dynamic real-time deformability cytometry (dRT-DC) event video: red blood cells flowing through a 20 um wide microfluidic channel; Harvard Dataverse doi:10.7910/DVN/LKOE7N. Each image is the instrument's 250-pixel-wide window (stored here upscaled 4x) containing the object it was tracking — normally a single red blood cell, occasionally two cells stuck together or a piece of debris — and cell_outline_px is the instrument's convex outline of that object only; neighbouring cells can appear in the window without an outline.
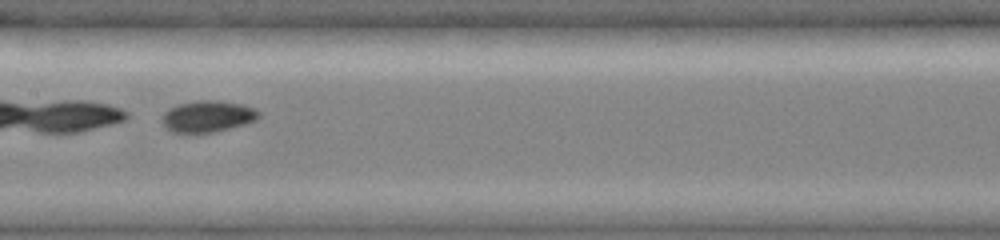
{"species": "common noctule bat (a hibernating species)", "species_latin": "Nyctalus noctula", "temperature_condition": "cold", "stored_images_in_passage": 99, "segment_of_instrument_passage": [2, 2], "camera_frame_rate_fps": 3000, "um_per_image_px": 0.085, "animal": {"sex": "female", "body_mass_g": 19.0, "forearm_length_mm": 51.5}, "frame": {"image": 1, "passage_image": 50, "time_ms": 7.333, "image_size_px": [1000, 240], "cell_outline_px": [[260, 116], [256, 120], [244, 124], [196, 136], [172, 132], [164, 128], [160, 120], [160, 116], [168, 108], [180, 104], [196, 100], [216, 100], [240, 104], [252, 108], [260, 112]], "centroid_in_image_um": [17.54, 9.93], "position_along_channel_um": 189.9, "area_um2": 18.26}}
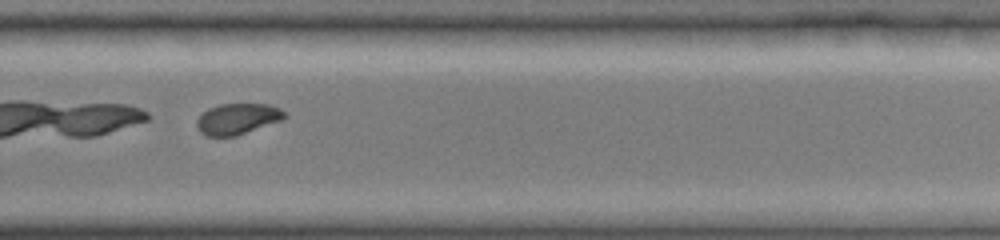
{"frame": {"image": 2, "passage_image": 71, "time_ms": 10.333, "image_size_px": [1000, 240], "cell_outline_px": [[288, 116], [280, 120], [236, 136], [208, 136], [200, 132], [196, 128], [196, 120], [208, 108], [220, 104], [268, 104], [280, 108]], "centroid_in_image_um": [20.16, 10.1], "position_along_channel_um": 309.6, "area_um2": 15.72}}